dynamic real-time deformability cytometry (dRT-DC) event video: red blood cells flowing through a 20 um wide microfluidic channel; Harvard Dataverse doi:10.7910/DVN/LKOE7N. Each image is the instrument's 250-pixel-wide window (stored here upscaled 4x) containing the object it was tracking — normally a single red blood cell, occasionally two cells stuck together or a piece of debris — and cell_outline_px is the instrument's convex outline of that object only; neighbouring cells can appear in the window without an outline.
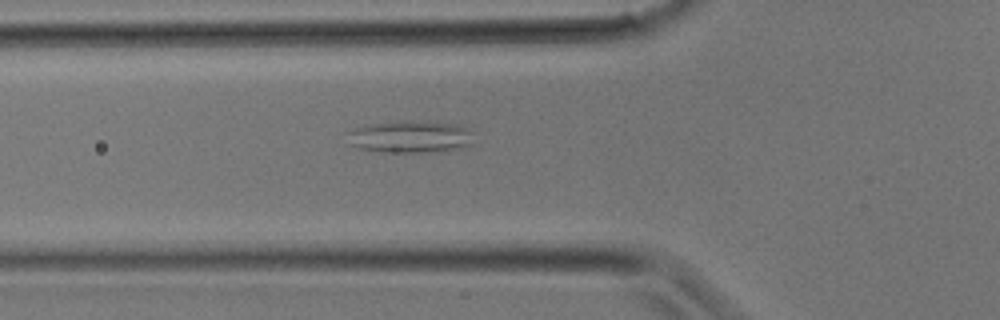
{"species": "common noctule bat (a hibernating species)", "species_latin": "Nyctalus noctula", "temperature_condition": "room temperature", "stored_images_in_passage": 15, "camera_frame_rate_fps": 3000, "um_per_image_px": 0.085, "animal": {"sex": "male", "body_mass_g": 17.9}, "frame": {"image": 1, "passage_image": 9, "time_ms": 2.667, "image_size_px": [1000, 320], "cell_outline_px": [[476, 144], [464, 148], [436, 152], [384, 152], [356, 148], [348, 144], [344, 132], [356, 128], [376, 124], [400, 120], [412, 120], [456, 124], [468, 128], [476, 132]], "centroid_in_image_um": [34.96, 11.63], "position_along_channel_um": 90.8, "area_um2": 24.62}}
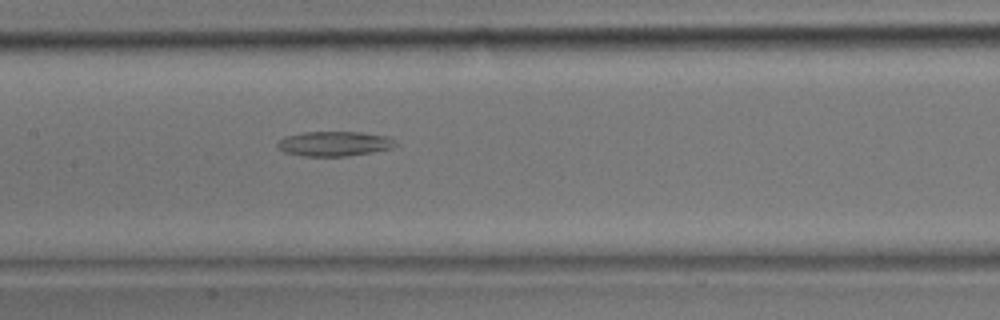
{"frame": {"image": 2, "passage_image": 13, "time_ms": 4.0, "image_size_px": [1000, 320], "cell_outline_px": [[400, 144], [392, 148], [372, 152], [348, 156], [300, 156], [284, 152], [276, 148], [276, 144], [284, 136], [304, 132], [360, 132], [388, 136], [396, 140]], "centroid_in_image_um": [28.43, 12.22], "position_along_channel_um": 179.0, "area_um2": 17.34}}